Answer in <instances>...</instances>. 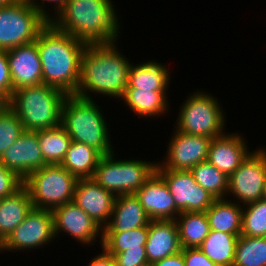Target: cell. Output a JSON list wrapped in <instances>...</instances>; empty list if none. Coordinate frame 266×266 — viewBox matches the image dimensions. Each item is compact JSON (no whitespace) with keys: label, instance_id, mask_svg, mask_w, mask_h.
<instances>
[{"label":"cell","instance_id":"6da1fadb","mask_svg":"<svg viewBox=\"0 0 266 266\" xmlns=\"http://www.w3.org/2000/svg\"><path fill=\"white\" fill-rule=\"evenodd\" d=\"M42 65V82L75 95L80 80L81 55L87 44L49 22L35 41Z\"/></svg>","mask_w":266,"mask_h":266},{"label":"cell","instance_id":"7a4b0ae2","mask_svg":"<svg viewBox=\"0 0 266 266\" xmlns=\"http://www.w3.org/2000/svg\"><path fill=\"white\" fill-rule=\"evenodd\" d=\"M117 42L89 44L81 55L80 80L76 96L93 100L91 92L122 98L132 63L118 51Z\"/></svg>","mask_w":266,"mask_h":266},{"label":"cell","instance_id":"3957f363","mask_svg":"<svg viewBox=\"0 0 266 266\" xmlns=\"http://www.w3.org/2000/svg\"><path fill=\"white\" fill-rule=\"evenodd\" d=\"M112 0H69L50 21L58 30L89 44L117 42L120 23Z\"/></svg>","mask_w":266,"mask_h":266},{"label":"cell","instance_id":"277c9868","mask_svg":"<svg viewBox=\"0 0 266 266\" xmlns=\"http://www.w3.org/2000/svg\"><path fill=\"white\" fill-rule=\"evenodd\" d=\"M67 96L46 84L27 86L13 91L9 108L18 116L25 131L50 129L61 124Z\"/></svg>","mask_w":266,"mask_h":266},{"label":"cell","instance_id":"5b68a950","mask_svg":"<svg viewBox=\"0 0 266 266\" xmlns=\"http://www.w3.org/2000/svg\"><path fill=\"white\" fill-rule=\"evenodd\" d=\"M99 107L94 100L68 95L62 107L61 125L72 141L93 147L104 156L113 153L114 148L107 120Z\"/></svg>","mask_w":266,"mask_h":266},{"label":"cell","instance_id":"8992f818","mask_svg":"<svg viewBox=\"0 0 266 266\" xmlns=\"http://www.w3.org/2000/svg\"><path fill=\"white\" fill-rule=\"evenodd\" d=\"M78 178L61 164L46 165L23 180L33 208L53 210L72 202Z\"/></svg>","mask_w":266,"mask_h":266},{"label":"cell","instance_id":"52a82bcc","mask_svg":"<svg viewBox=\"0 0 266 266\" xmlns=\"http://www.w3.org/2000/svg\"><path fill=\"white\" fill-rule=\"evenodd\" d=\"M114 153L100 158L92 178L116 196L135 193L156 171L157 161L115 160Z\"/></svg>","mask_w":266,"mask_h":266},{"label":"cell","instance_id":"ba28073f","mask_svg":"<svg viewBox=\"0 0 266 266\" xmlns=\"http://www.w3.org/2000/svg\"><path fill=\"white\" fill-rule=\"evenodd\" d=\"M221 106L210 93L195 91L182 104L175 130L212 139L223 135L227 121Z\"/></svg>","mask_w":266,"mask_h":266},{"label":"cell","instance_id":"9c48e42d","mask_svg":"<svg viewBox=\"0 0 266 266\" xmlns=\"http://www.w3.org/2000/svg\"><path fill=\"white\" fill-rule=\"evenodd\" d=\"M48 23L28 0H16L0 7V50L35 42Z\"/></svg>","mask_w":266,"mask_h":266},{"label":"cell","instance_id":"30bf717a","mask_svg":"<svg viewBox=\"0 0 266 266\" xmlns=\"http://www.w3.org/2000/svg\"><path fill=\"white\" fill-rule=\"evenodd\" d=\"M265 184L266 149L261 147L253 150L229 176L227 196L233 195L234 202L244 206L262 199Z\"/></svg>","mask_w":266,"mask_h":266},{"label":"cell","instance_id":"8fae6325","mask_svg":"<svg viewBox=\"0 0 266 266\" xmlns=\"http://www.w3.org/2000/svg\"><path fill=\"white\" fill-rule=\"evenodd\" d=\"M53 240L55 233L52 210L32 208L22 223L0 245V251H27L26 249L41 248Z\"/></svg>","mask_w":266,"mask_h":266},{"label":"cell","instance_id":"7c38bea8","mask_svg":"<svg viewBox=\"0 0 266 266\" xmlns=\"http://www.w3.org/2000/svg\"><path fill=\"white\" fill-rule=\"evenodd\" d=\"M155 172L165 181L180 212H206L216 200L197 184L191 171L166 170L157 162Z\"/></svg>","mask_w":266,"mask_h":266},{"label":"cell","instance_id":"4fadbf2b","mask_svg":"<svg viewBox=\"0 0 266 266\" xmlns=\"http://www.w3.org/2000/svg\"><path fill=\"white\" fill-rule=\"evenodd\" d=\"M174 131L165 159L158 162L164 169L190 171L207 160L212 138Z\"/></svg>","mask_w":266,"mask_h":266},{"label":"cell","instance_id":"5bb4252c","mask_svg":"<svg viewBox=\"0 0 266 266\" xmlns=\"http://www.w3.org/2000/svg\"><path fill=\"white\" fill-rule=\"evenodd\" d=\"M54 233L55 237L61 232L71 235L82 245H92L100 235L102 244L103 228L85 213L74 201L55 207ZM100 233V234H99Z\"/></svg>","mask_w":266,"mask_h":266},{"label":"cell","instance_id":"9a60e30c","mask_svg":"<svg viewBox=\"0 0 266 266\" xmlns=\"http://www.w3.org/2000/svg\"><path fill=\"white\" fill-rule=\"evenodd\" d=\"M0 162L21 179L48 165L42 155L37 131H24L0 157Z\"/></svg>","mask_w":266,"mask_h":266},{"label":"cell","instance_id":"2e32d148","mask_svg":"<svg viewBox=\"0 0 266 266\" xmlns=\"http://www.w3.org/2000/svg\"><path fill=\"white\" fill-rule=\"evenodd\" d=\"M115 199L93 178H79L76 183L73 201L102 228L110 221Z\"/></svg>","mask_w":266,"mask_h":266},{"label":"cell","instance_id":"e0dca14e","mask_svg":"<svg viewBox=\"0 0 266 266\" xmlns=\"http://www.w3.org/2000/svg\"><path fill=\"white\" fill-rule=\"evenodd\" d=\"M7 59L13 91L43 84L42 65L36 42L8 50Z\"/></svg>","mask_w":266,"mask_h":266},{"label":"cell","instance_id":"ac0fdd59","mask_svg":"<svg viewBox=\"0 0 266 266\" xmlns=\"http://www.w3.org/2000/svg\"><path fill=\"white\" fill-rule=\"evenodd\" d=\"M134 194L150 220H175L181 213L165 181L156 172Z\"/></svg>","mask_w":266,"mask_h":266},{"label":"cell","instance_id":"d6986e66","mask_svg":"<svg viewBox=\"0 0 266 266\" xmlns=\"http://www.w3.org/2000/svg\"><path fill=\"white\" fill-rule=\"evenodd\" d=\"M244 137L237 133H224L211 140L207 161L228 177L252 152Z\"/></svg>","mask_w":266,"mask_h":266},{"label":"cell","instance_id":"ffe728a7","mask_svg":"<svg viewBox=\"0 0 266 266\" xmlns=\"http://www.w3.org/2000/svg\"><path fill=\"white\" fill-rule=\"evenodd\" d=\"M182 250L175 220H151L145 244L149 263H155Z\"/></svg>","mask_w":266,"mask_h":266},{"label":"cell","instance_id":"44dd1931","mask_svg":"<svg viewBox=\"0 0 266 266\" xmlns=\"http://www.w3.org/2000/svg\"><path fill=\"white\" fill-rule=\"evenodd\" d=\"M150 221L134 193L120 194L116 196L110 221L103 232H124L146 226Z\"/></svg>","mask_w":266,"mask_h":266},{"label":"cell","instance_id":"7402d4cb","mask_svg":"<svg viewBox=\"0 0 266 266\" xmlns=\"http://www.w3.org/2000/svg\"><path fill=\"white\" fill-rule=\"evenodd\" d=\"M32 208L29 192L24 186L14 194L0 199V245L22 223Z\"/></svg>","mask_w":266,"mask_h":266},{"label":"cell","instance_id":"603a6c76","mask_svg":"<svg viewBox=\"0 0 266 266\" xmlns=\"http://www.w3.org/2000/svg\"><path fill=\"white\" fill-rule=\"evenodd\" d=\"M170 73L168 67L155 60L141 64H131L127 88H138L150 91H167Z\"/></svg>","mask_w":266,"mask_h":266},{"label":"cell","instance_id":"cb8c5ba5","mask_svg":"<svg viewBox=\"0 0 266 266\" xmlns=\"http://www.w3.org/2000/svg\"><path fill=\"white\" fill-rule=\"evenodd\" d=\"M132 112L143 117H159L168 111L167 91L126 88L122 98Z\"/></svg>","mask_w":266,"mask_h":266},{"label":"cell","instance_id":"d4e9b609","mask_svg":"<svg viewBox=\"0 0 266 266\" xmlns=\"http://www.w3.org/2000/svg\"><path fill=\"white\" fill-rule=\"evenodd\" d=\"M230 199H216L206 210L210 230L241 235L243 205Z\"/></svg>","mask_w":266,"mask_h":266},{"label":"cell","instance_id":"484cf974","mask_svg":"<svg viewBox=\"0 0 266 266\" xmlns=\"http://www.w3.org/2000/svg\"><path fill=\"white\" fill-rule=\"evenodd\" d=\"M239 236L210 230L198 249L219 266H233Z\"/></svg>","mask_w":266,"mask_h":266},{"label":"cell","instance_id":"4316f807","mask_svg":"<svg viewBox=\"0 0 266 266\" xmlns=\"http://www.w3.org/2000/svg\"><path fill=\"white\" fill-rule=\"evenodd\" d=\"M175 221L182 249L198 248L210 233L205 212H181Z\"/></svg>","mask_w":266,"mask_h":266},{"label":"cell","instance_id":"83f0119b","mask_svg":"<svg viewBox=\"0 0 266 266\" xmlns=\"http://www.w3.org/2000/svg\"><path fill=\"white\" fill-rule=\"evenodd\" d=\"M102 155L93 147L72 141L61 165L79 178H92Z\"/></svg>","mask_w":266,"mask_h":266},{"label":"cell","instance_id":"f1b7e54d","mask_svg":"<svg viewBox=\"0 0 266 266\" xmlns=\"http://www.w3.org/2000/svg\"><path fill=\"white\" fill-rule=\"evenodd\" d=\"M39 146L48 165L61 164L72 142L65 128L60 124L54 128L38 130Z\"/></svg>","mask_w":266,"mask_h":266},{"label":"cell","instance_id":"f546056e","mask_svg":"<svg viewBox=\"0 0 266 266\" xmlns=\"http://www.w3.org/2000/svg\"><path fill=\"white\" fill-rule=\"evenodd\" d=\"M147 240L148 225L124 232H103L100 246L113 257L128 249H145Z\"/></svg>","mask_w":266,"mask_h":266},{"label":"cell","instance_id":"4dcf8cb0","mask_svg":"<svg viewBox=\"0 0 266 266\" xmlns=\"http://www.w3.org/2000/svg\"><path fill=\"white\" fill-rule=\"evenodd\" d=\"M195 181L216 199H226L229 177L210 162L203 161L191 170Z\"/></svg>","mask_w":266,"mask_h":266},{"label":"cell","instance_id":"1f68e13d","mask_svg":"<svg viewBox=\"0 0 266 266\" xmlns=\"http://www.w3.org/2000/svg\"><path fill=\"white\" fill-rule=\"evenodd\" d=\"M233 266H266V237L240 235Z\"/></svg>","mask_w":266,"mask_h":266},{"label":"cell","instance_id":"d6a6232c","mask_svg":"<svg viewBox=\"0 0 266 266\" xmlns=\"http://www.w3.org/2000/svg\"><path fill=\"white\" fill-rule=\"evenodd\" d=\"M243 207L241 235L266 237V202L261 199Z\"/></svg>","mask_w":266,"mask_h":266},{"label":"cell","instance_id":"836d02e7","mask_svg":"<svg viewBox=\"0 0 266 266\" xmlns=\"http://www.w3.org/2000/svg\"><path fill=\"white\" fill-rule=\"evenodd\" d=\"M24 131L20 119L9 107L0 114V157Z\"/></svg>","mask_w":266,"mask_h":266},{"label":"cell","instance_id":"e575fe53","mask_svg":"<svg viewBox=\"0 0 266 266\" xmlns=\"http://www.w3.org/2000/svg\"><path fill=\"white\" fill-rule=\"evenodd\" d=\"M22 186L23 179L0 162V199L14 194Z\"/></svg>","mask_w":266,"mask_h":266},{"label":"cell","instance_id":"d590c367","mask_svg":"<svg viewBox=\"0 0 266 266\" xmlns=\"http://www.w3.org/2000/svg\"><path fill=\"white\" fill-rule=\"evenodd\" d=\"M116 266H141L148 263L145 249H128L113 256Z\"/></svg>","mask_w":266,"mask_h":266},{"label":"cell","instance_id":"8d00e7d4","mask_svg":"<svg viewBox=\"0 0 266 266\" xmlns=\"http://www.w3.org/2000/svg\"><path fill=\"white\" fill-rule=\"evenodd\" d=\"M0 92L9 100L13 94L7 51L0 50Z\"/></svg>","mask_w":266,"mask_h":266},{"label":"cell","instance_id":"74e56055","mask_svg":"<svg viewBox=\"0 0 266 266\" xmlns=\"http://www.w3.org/2000/svg\"><path fill=\"white\" fill-rule=\"evenodd\" d=\"M185 266H219L209 260L198 248L182 249Z\"/></svg>","mask_w":266,"mask_h":266},{"label":"cell","instance_id":"f35d334b","mask_svg":"<svg viewBox=\"0 0 266 266\" xmlns=\"http://www.w3.org/2000/svg\"><path fill=\"white\" fill-rule=\"evenodd\" d=\"M30 2V4L44 17L46 18L49 22L53 19V16H50V12H46L47 10L45 9V3L48 2L51 4H53V8L55 9L54 11L56 13H54V17L63 9V7L65 6V4L69 1V0H40L42 2H40L41 4L39 5V2H37L36 0H28ZM55 6V7H54Z\"/></svg>","mask_w":266,"mask_h":266},{"label":"cell","instance_id":"ab89813d","mask_svg":"<svg viewBox=\"0 0 266 266\" xmlns=\"http://www.w3.org/2000/svg\"><path fill=\"white\" fill-rule=\"evenodd\" d=\"M153 266H185L182 250L177 254L168 256L153 263Z\"/></svg>","mask_w":266,"mask_h":266},{"label":"cell","instance_id":"60d3db41","mask_svg":"<svg viewBox=\"0 0 266 266\" xmlns=\"http://www.w3.org/2000/svg\"><path fill=\"white\" fill-rule=\"evenodd\" d=\"M88 266H116L111 255L102 249V253L93 257Z\"/></svg>","mask_w":266,"mask_h":266},{"label":"cell","instance_id":"b9f144b4","mask_svg":"<svg viewBox=\"0 0 266 266\" xmlns=\"http://www.w3.org/2000/svg\"><path fill=\"white\" fill-rule=\"evenodd\" d=\"M9 107V100L0 92V114Z\"/></svg>","mask_w":266,"mask_h":266},{"label":"cell","instance_id":"7bdbcfd3","mask_svg":"<svg viewBox=\"0 0 266 266\" xmlns=\"http://www.w3.org/2000/svg\"><path fill=\"white\" fill-rule=\"evenodd\" d=\"M16 0H0V7L13 4Z\"/></svg>","mask_w":266,"mask_h":266},{"label":"cell","instance_id":"ee69618b","mask_svg":"<svg viewBox=\"0 0 266 266\" xmlns=\"http://www.w3.org/2000/svg\"><path fill=\"white\" fill-rule=\"evenodd\" d=\"M262 200L266 202V184H265V187H264Z\"/></svg>","mask_w":266,"mask_h":266},{"label":"cell","instance_id":"f6af8a7d","mask_svg":"<svg viewBox=\"0 0 266 266\" xmlns=\"http://www.w3.org/2000/svg\"><path fill=\"white\" fill-rule=\"evenodd\" d=\"M141 266H153V264L148 262V263L141 265Z\"/></svg>","mask_w":266,"mask_h":266}]
</instances>
